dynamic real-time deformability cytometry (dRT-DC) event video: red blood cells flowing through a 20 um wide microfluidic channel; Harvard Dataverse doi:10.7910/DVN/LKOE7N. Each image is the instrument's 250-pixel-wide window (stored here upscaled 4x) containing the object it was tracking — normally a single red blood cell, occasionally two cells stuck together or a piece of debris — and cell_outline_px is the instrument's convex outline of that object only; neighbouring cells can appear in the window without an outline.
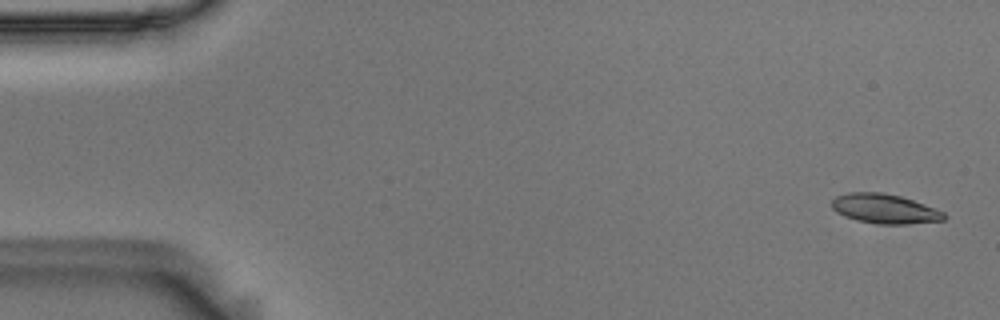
{"species": "Egyptian fruit bat (a non-hibernating species)", "species_latin": "Rousettus aegyptiacus", "temperature_condition": "room temperature", "stored_images_in_passage": 55, "camera_frame_rate_fps": 3000, "um_per_image_px": 0.085, "animal": {"sex": "male"}, "frame": {"image": 1, "passage_image": 2, "time_ms": 0.333, "image_size_px": [1000, 320], "cell_outline_px": [[948, 216], [944, 220], [908, 224], [876, 224], [856, 220], [844, 216], [836, 212], [832, 208], [832, 200], [836, 196], [848, 192], [884, 192], [900, 196], [936, 208], [944, 212]], "centroid_in_image_um": [75.2, 17.74], "position_along_channel_um": 9.8, "area_um2": 19.48}}
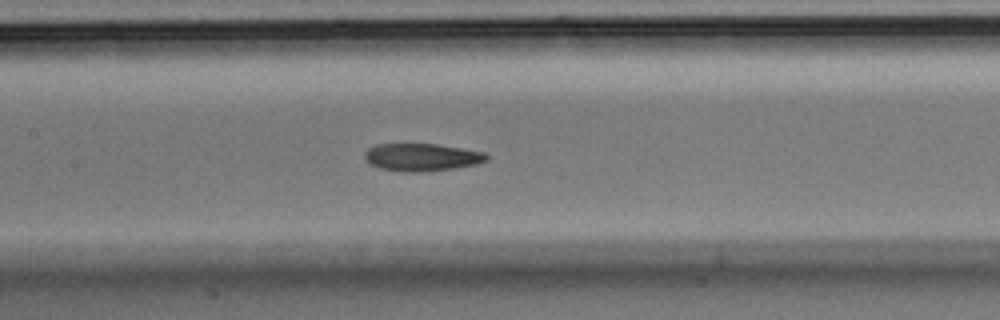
{"frame": {"image": 2, "passage_image": 26, "time_ms": 8.333, "image_size_px": [1000, 320], "cell_outline_px": [[488, 160], [476, 164], [452, 168], [420, 172], [400, 172], [380, 168], [364, 160], [364, 152], [368, 148], [376, 144], [436, 144], [484, 152], [488, 156]], "centroid_in_image_um": [35.8, 13.36], "position_along_channel_um": 171.6, "area_um2": 19.54}}
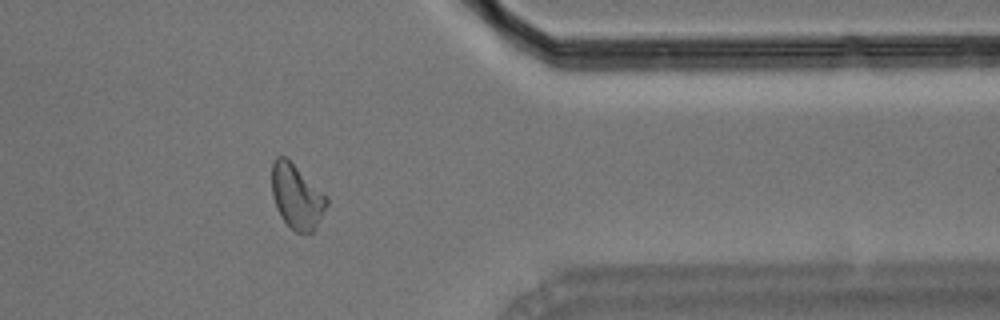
{"frame": {"image": 3, "passage_image": 45, "time_ms": 14.667, "image_size_px": [1000, 320], "cell_outline_px": [[328, 204], [316, 228], [312, 232], [296, 232], [280, 216], [276, 208], [272, 196], [272, 160], [276, 156], [284, 156], [328, 196]], "centroid_in_image_um": [25.22, 16.7], "position_along_channel_um": 386.2, "area_um2": 20.52}, "authors_computed_cell_mechanics": {"area_um2": 19.9988, "velocity_mm_per_s": 3.6258, "shape_relaxation_time_tau1_ms": 7.6127, "shape_relaxation_time_tau2_ms": 2.4088, "deformation_change_tau1": 0.1726, "deformation_change_tau2": 0.0888}}